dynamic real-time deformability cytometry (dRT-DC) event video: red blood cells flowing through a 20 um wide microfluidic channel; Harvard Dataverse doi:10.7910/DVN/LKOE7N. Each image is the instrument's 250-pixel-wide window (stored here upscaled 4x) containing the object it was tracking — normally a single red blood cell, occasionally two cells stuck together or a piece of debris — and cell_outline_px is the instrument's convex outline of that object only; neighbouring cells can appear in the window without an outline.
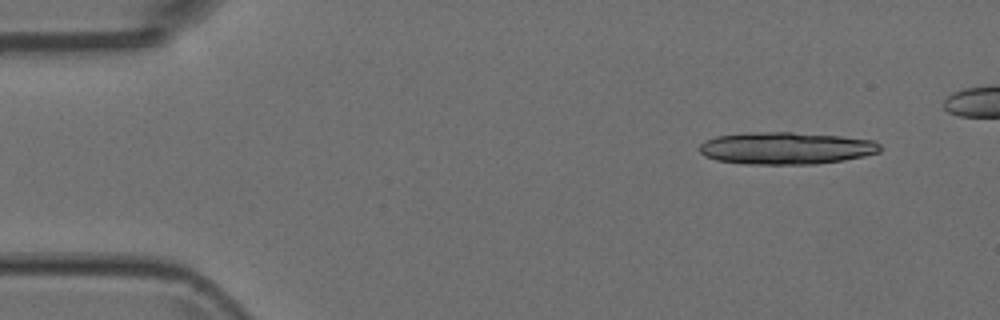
{"species": "Egyptian fruit bat (a non-hibernating species)", "species_latin": "Rousettus aegyptiacus", "temperature_condition": "room temperature", "stored_images_in_passage": 4, "camera_frame_rate_fps": 3000, "um_per_image_px": 0.085, "animal": {"sex": "female"}, "frame": {"image": 1, "passage_image": 1, "time_ms": 0.0, "image_size_px": [1000, 320], "cell_outline_px": [[884, 148], [880, 152], [864, 156], [844, 160], [812, 164], [744, 164], [716, 160], [704, 156], [700, 152], [700, 144], [704, 140], [716, 136], [752, 132], [792, 132], [840, 136], [876, 140]], "centroid_in_image_um": [66.84, 12.59], "position_along_channel_um": 18.2, "area_um2": 34.16}}